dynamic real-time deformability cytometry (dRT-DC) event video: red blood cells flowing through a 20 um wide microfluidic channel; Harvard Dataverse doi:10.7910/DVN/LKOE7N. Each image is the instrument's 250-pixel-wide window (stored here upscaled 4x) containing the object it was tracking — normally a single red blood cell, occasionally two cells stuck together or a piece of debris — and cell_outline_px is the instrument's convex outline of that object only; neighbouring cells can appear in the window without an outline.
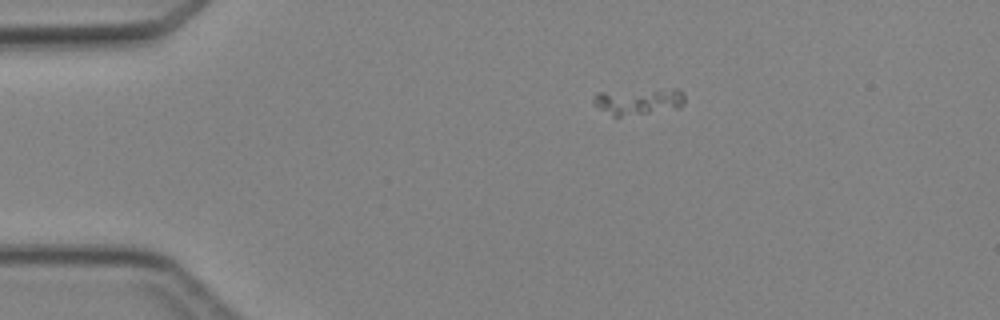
{"species": "Egyptian fruit bat (a non-hibernating species)", "species_latin": "Rousettus aegyptiacus", "temperature_condition": "cold", "stored_images_in_passage": 4, "segment_of_instrument_passage": [2, 2], "camera_frame_rate_fps": 3000, "um_per_image_px": 0.085, "animal": {"sex": "female"}, "frame": {"image": 1, "passage_image": 4, "time_ms": 4.333, "image_size_px": [1000, 320], "cell_outline_px": [[684, 104], [680, 108], [620, 116], [612, 116], [592, 104], [592, 96], [596, 92], [676, 88], [680, 88], [684, 92]], "centroid_in_image_um": [54.27, 8.59], "position_along_channel_um": 30.7, "area_um2": 14.33}}